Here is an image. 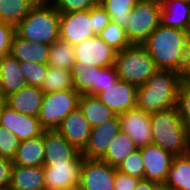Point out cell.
<instances>
[{"label": "cell", "instance_id": "obj_1", "mask_svg": "<svg viewBox=\"0 0 190 190\" xmlns=\"http://www.w3.org/2000/svg\"><path fill=\"white\" fill-rule=\"evenodd\" d=\"M157 69L190 75L189 32L161 23L142 43Z\"/></svg>", "mask_w": 190, "mask_h": 190}, {"label": "cell", "instance_id": "obj_2", "mask_svg": "<svg viewBox=\"0 0 190 190\" xmlns=\"http://www.w3.org/2000/svg\"><path fill=\"white\" fill-rule=\"evenodd\" d=\"M182 78L183 75L176 71L158 69L138 86L136 107L149 114L176 107Z\"/></svg>", "mask_w": 190, "mask_h": 190}, {"label": "cell", "instance_id": "obj_3", "mask_svg": "<svg viewBox=\"0 0 190 190\" xmlns=\"http://www.w3.org/2000/svg\"><path fill=\"white\" fill-rule=\"evenodd\" d=\"M15 34L33 43L51 45L60 39V13L48 0H38L15 26Z\"/></svg>", "mask_w": 190, "mask_h": 190}, {"label": "cell", "instance_id": "obj_4", "mask_svg": "<svg viewBox=\"0 0 190 190\" xmlns=\"http://www.w3.org/2000/svg\"><path fill=\"white\" fill-rule=\"evenodd\" d=\"M152 144L174 156L190 153V133L183 126L176 107L150 114Z\"/></svg>", "mask_w": 190, "mask_h": 190}, {"label": "cell", "instance_id": "obj_5", "mask_svg": "<svg viewBox=\"0 0 190 190\" xmlns=\"http://www.w3.org/2000/svg\"><path fill=\"white\" fill-rule=\"evenodd\" d=\"M114 67L120 80L143 85L158 69L142 44H131L118 51Z\"/></svg>", "mask_w": 190, "mask_h": 190}, {"label": "cell", "instance_id": "obj_6", "mask_svg": "<svg viewBox=\"0 0 190 190\" xmlns=\"http://www.w3.org/2000/svg\"><path fill=\"white\" fill-rule=\"evenodd\" d=\"M162 5L159 0H138L124 28L131 44H142L158 27Z\"/></svg>", "mask_w": 190, "mask_h": 190}, {"label": "cell", "instance_id": "obj_7", "mask_svg": "<svg viewBox=\"0 0 190 190\" xmlns=\"http://www.w3.org/2000/svg\"><path fill=\"white\" fill-rule=\"evenodd\" d=\"M80 93L75 89L44 95L38 119L44 130H56L61 121L78 107Z\"/></svg>", "mask_w": 190, "mask_h": 190}, {"label": "cell", "instance_id": "obj_8", "mask_svg": "<svg viewBox=\"0 0 190 190\" xmlns=\"http://www.w3.org/2000/svg\"><path fill=\"white\" fill-rule=\"evenodd\" d=\"M71 73L74 89L80 94L96 96L120 80L114 66L82 67L75 61Z\"/></svg>", "mask_w": 190, "mask_h": 190}, {"label": "cell", "instance_id": "obj_9", "mask_svg": "<svg viewBox=\"0 0 190 190\" xmlns=\"http://www.w3.org/2000/svg\"><path fill=\"white\" fill-rule=\"evenodd\" d=\"M75 61L82 67L114 66L117 51L107 45L100 37L88 38L74 46Z\"/></svg>", "mask_w": 190, "mask_h": 190}, {"label": "cell", "instance_id": "obj_10", "mask_svg": "<svg viewBox=\"0 0 190 190\" xmlns=\"http://www.w3.org/2000/svg\"><path fill=\"white\" fill-rule=\"evenodd\" d=\"M84 157L80 154L71 163L43 164L45 190H65L80 182Z\"/></svg>", "mask_w": 190, "mask_h": 190}, {"label": "cell", "instance_id": "obj_11", "mask_svg": "<svg viewBox=\"0 0 190 190\" xmlns=\"http://www.w3.org/2000/svg\"><path fill=\"white\" fill-rule=\"evenodd\" d=\"M115 171L101 159L84 158L79 185L83 190H114Z\"/></svg>", "mask_w": 190, "mask_h": 190}, {"label": "cell", "instance_id": "obj_12", "mask_svg": "<svg viewBox=\"0 0 190 190\" xmlns=\"http://www.w3.org/2000/svg\"><path fill=\"white\" fill-rule=\"evenodd\" d=\"M121 131L126 133L138 148L152 144L150 114L137 107L119 115Z\"/></svg>", "mask_w": 190, "mask_h": 190}, {"label": "cell", "instance_id": "obj_13", "mask_svg": "<svg viewBox=\"0 0 190 190\" xmlns=\"http://www.w3.org/2000/svg\"><path fill=\"white\" fill-rule=\"evenodd\" d=\"M89 10L60 13V39L77 45L94 37Z\"/></svg>", "mask_w": 190, "mask_h": 190}, {"label": "cell", "instance_id": "obj_14", "mask_svg": "<svg viewBox=\"0 0 190 190\" xmlns=\"http://www.w3.org/2000/svg\"><path fill=\"white\" fill-rule=\"evenodd\" d=\"M139 149L144 162V179L164 184L175 156L154 144Z\"/></svg>", "mask_w": 190, "mask_h": 190}, {"label": "cell", "instance_id": "obj_15", "mask_svg": "<svg viewBox=\"0 0 190 190\" xmlns=\"http://www.w3.org/2000/svg\"><path fill=\"white\" fill-rule=\"evenodd\" d=\"M0 125L17 136L20 141L41 135L44 131L38 117L19 113L6 104L0 110Z\"/></svg>", "mask_w": 190, "mask_h": 190}, {"label": "cell", "instance_id": "obj_16", "mask_svg": "<svg viewBox=\"0 0 190 190\" xmlns=\"http://www.w3.org/2000/svg\"><path fill=\"white\" fill-rule=\"evenodd\" d=\"M138 86L119 80L98 93L96 97L116 115L133 109L137 105Z\"/></svg>", "mask_w": 190, "mask_h": 190}, {"label": "cell", "instance_id": "obj_17", "mask_svg": "<svg viewBox=\"0 0 190 190\" xmlns=\"http://www.w3.org/2000/svg\"><path fill=\"white\" fill-rule=\"evenodd\" d=\"M120 131L118 115L99 126L93 127L88 142L81 151L82 156L88 159H101L110 142Z\"/></svg>", "mask_w": 190, "mask_h": 190}, {"label": "cell", "instance_id": "obj_18", "mask_svg": "<svg viewBox=\"0 0 190 190\" xmlns=\"http://www.w3.org/2000/svg\"><path fill=\"white\" fill-rule=\"evenodd\" d=\"M56 130L81 152L88 142L92 127L77 107L61 121Z\"/></svg>", "mask_w": 190, "mask_h": 190}, {"label": "cell", "instance_id": "obj_19", "mask_svg": "<svg viewBox=\"0 0 190 190\" xmlns=\"http://www.w3.org/2000/svg\"><path fill=\"white\" fill-rule=\"evenodd\" d=\"M44 148L43 164L71 163L81 154L57 130H44Z\"/></svg>", "mask_w": 190, "mask_h": 190}, {"label": "cell", "instance_id": "obj_20", "mask_svg": "<svg viewBox=\"0 0 190 190\" xmlns=\"http://www.w3.org/2000/svg\"><path fill=\"white\" fill-rule=\"evenodd\" d=\"M44 95L40 87L26 85L7 96L5 104L19 113L38 117Z\"/></svg>", "mask_w": 190, "mask_h": 190}, {"label": "cell", "instance_id": "obj_21", "mask_svg": "<svg viewBox=\"0 0 190 190\" xmlns=\"http://www.w3.org/2000/svg\"><path fill=\"white\" fill-rule=\"evenodd\" d=\"M26 85L20 62L10 54L0 57V95L5 99Z\"/></svg>", "mask_w": 190, "mask_h": 190}, {"label": "cell", "instance_id": "obj_22", "mask_svg": "<svg viewBox=\"0 0 190 190\" xmlns=\"http://www.w3.org/2000/svg\"><path fill=\"white\" fill-rule=\"evenodd\" d=\"M162 5L160 23L163 26L190 30V2L184 0H159Z\"/></svg>", "mask_w": 190, "mask_h": 190}, {"label": "cell", "instance_id": "obj_23", "mask_svg": "<svg viewBox=\"0 0 190 190\" xmlns=\"http://www.w3.org/2000/svg\"><path fill=\"white\" fill-rule=\"evenodd\" d=\"M9 188L12 190H45L43 166L13 165Z\"/></svg>", "mask_w": 190, "mask_h": 190}, {"label": "cell", "instance_id": "obj_24", "mask_svg": "<svg viewBox=\"0 0 190 190\" xmlns=\"http://www.w3.org/2000/svg\"><path fill=\"white\" fill-rule=\"evenodd\" d=\"M50 45L43 43H33L22 39L16 34L11 43L10 55L19 62H34L47 64Z\"/></svg>", "mask_w": 190, "mask_h": 190}, {"label": "cell", "instance_id": "obj_25", "mask_svg": "<svg viewBox=\"0 0 190 190\" xmlns=\"http://www.w3.org/2000/svg\"><path fill=\"white\" fill-rule=\"evenodd\" d=\"M45 156L44 131L41 135L22 140L17 149L13 165L26 167L43 166Z\"/></svg>", "mask_w": 190, "mask_h": 190}, {"label": "cell", "instance_id": "obj_26", "mask_svg": "<svg viewBox=\"0 0 190 190\" xmlns=\"http://www.w3.org/2000/svg\"><path fill=\"white\" fill-rule=\"evenodd\" d=\"M78 108L83 112V115L92 128L116 116V114L104 105L95 95L80 94Z\"/></svg>", "mask_w": 190, "mask_h": 190}, {"label": "cell", "instance_id": "obj_27", "mask_svg": "<svg viewBox=\"0 0 190 190\" xmlns=\"http://www.w3.org/2000/svg\"><path fill=\"white\" fill-rule=\"evenodd\" d=\"M137 149L139 148L132 139L126 133L120 131L108 145L101 160L117 169L123 160Z\"/></svg>", "mask_w": 190, "mask_h": 190}, {"label": "cell", "instance_id": "obj_28", "mask_svg": "<svg viewBox=\"0 0 190 190\" xmlns=\"http://www.w3.org/2000/svg\"><path fill=\"white\" fill-rule=\"evenodd\" d=\"M164 185L170 190H190V153L174 157Z\"/></svg>", "mask_w": 190, "mask_h": 190}, {"label": "cell", "instance_id": "obj_29", "mask_svg": "<svg viewBox=\"0 0 190 190\" xmlns=\"http://www.w3.org/2000/svg\"><path fill=\"white\" fill-rule=\"evenodd\" d=\"M38 0H0V22L16 26Z\"/></svg>", "mask_w": 190, "mask_h": 190}, {"label": "cell", "instance_id": "obj_30", "mask_svg": "<svg viewBox=\"0 0 190 190\" xmlns=\"http://www.w3.org/2000/svg\"><path fill=\"white\" fill-rule=\"evenodd\" d=\"M75 54L74 45L58 39L50 45L47 65L71 71L75 63Z\"/></svg>", "mask_w": 190, "mask_h": 190}, {"label": "cell", "instance_id": "obj_31", "mask_svg": "<svg viewBox=\"0 0 190 190\" xmlns=\"http://www.w3.org/2000/svg\"><path fill=\"white\" fill-rule=\"evenodd\" d=\"M74 89L70 70L48 66L41 90L46 93Z\"/></svg>", "mask_w": 190, "mask_h": 190}, {"label": "cell", "instance_id": "obj_32", "mask_svg": "<svg viewBox=\"0 0 190 190\" xmlns=\"http://www.w3.org/2000/svg\"><path fill=\"white\" fill-rule=\"evenodd\" d=\"M137 2L138 0H100V5L110 15L111 21L125 28Z\"/></svg>", "mask_w": 190, "mask_h": 190}, {"label": "cell", "instance_id": "obj_33", "mask_svg": "<svg viewBox=\"0 0 190 190\" xmlns=\"http://www.w3.org/2000/svg\"><path fill=\"white\" fill-rule=\"evenodd\" d=\"M98 37L117 52L131 45L124 27L117 25L113 21L109 22L98 34Z\"/></svg>", "mask_w": 190, "mask_h": 190}, {"label": "cell", "instance_id": "obj_34", "mask_svg": "<svg viewBox=\"0 0 190 190\" xmlns=\"http://www.w3.org/2000/svg\"><path fill=\"white\" fill-rule=\"evenodd\" d=\"M176 109L182 120L183 126L190 133V75L183 76L180 82Z\"/></svg>", "mask_w": 190, "mask_h": 190}, {"label": "cell", "instance_id": "obj_35", "mask_svg": "<svg viewBox=\"0 0 190 190\" xmlns=\"http://www.w3.org/2000/svg\"><path fill=\"white\" fill-rule=\"evenodd\" d=\"M20 69L27 85L41 88L48 71L47 64L25 61L20 62Z\"/></svg>", "mask_w": 190, "mask_h": 190}, {"label": "cell", "instance_id": "obj_36", "mask_svg": "<svg viewBox=\"0 0 190 190\" xmlns=\"http://www.w3.org/2000/svg\"><path fill=\"white\" fill-rule=\"evenodd\" d=\"M117 171L130 175L133 178L143 180L144 179V162L141 155V150L137 149L131 153L126 159L123 160L121 165L117 168Z\"/></svg>", "mask_w": 190, "mask_h": 190}, {"label": "cell", "instance_id": "obj_37", "mask_svg": "<svg viewBox=\"0 0 190 190\" xmlns=\"http://www.w3.org/2000/svg\"><path fill=\"white\" fill-rule=\"evenodd\" d=\"M20 142L17 136L0 125V157L13 161Z\"/></svg>", "mask_w": 190, "mask_h": 190}, {"label": "cell", "instance_id": "obj_38", "mask_svg": "<svg viewBox=\"0 0 190 190\" xmlns=\"http://www.w3.org/2000/svg\"><path fill=\"white\" fill-rule=\"evenodd\" d=\"M59 13L89 10L100 4V0H48Z\"/></svg>", "mask_w": 190, "mask_h": 190}, {"label": "cell", "instance_id": "obj_39", "mask_svg": "<svg viewBox=\"0 0 190 190\" xmlns=\"http://www.w3.org/2000/svg\"><path fill=\"white\" fill-rule=\"evenodd\" d=\"M89 14L93 23V33L98 36L111 21L110 15L100 4L89 9Z\"/></svg>", "mask_w": 190, "mask_h": 190}, {"label": "cell", "instance_id": "obj_40", "mask_svg": "<svg viewBox=\"0 0 190 190\" xmlns=\"http://www.w3.org/2000/svg\"><path fill=\"white\" fill-rule=\"evenodd\" d=\"M14 35V25L0 22V57L10 53L11 43Z\"/></svg>", "mask_w": 190, "mask_h": 190}, {"label": "cell", "instance_id": "obj_41", "mask_svg": "<svg viewBox=\"0 0 190 190\" xmlns=\"http://www.w3.org/2000/svg\"><path fill=\"white\" fill-rule=\"evenodd\" d=\"M139 179L133 178L130 175L115 171L114 190H134Z\"/></svg>", "mask_w": 190, "mask_h": 190}, {"label": "cell", "instance_id": "obj_42", "mask_svg": "<svg viewBox=\"0 0 190 190\" xmlns=\"http://www.w3.org/2000/svg\"><path fill=\"white\" fill-rule=\"evenodd\" d=\"M13 161L0 157V189L9 188Z\"/></svg>", "mask_w": 190, "mask_h": 190}, {"label": "cell", "instance_id": "obj_43", "mask_svg": "<svg viewBox=\"0 0 190 190\" xmlns=\"http://www.w3.org/2000/svg\"><path fill=\"white\" fill-rule=\"evenodd\" d=\"M160 184L149 181V180H139L134 190H155Z\"/></svg>", "mask_w": 190, "mask_h": 190}, {"label": "cell", "instance_id": "obj_44", "mask_svg": "<svg viewBox=\"0 0 190 190\" xmlns=\"http://www.w3.org/2000/svg\"><path fill=\"white\" fill-rule=\"evenodd\" d=\"M65 190H83V189H82L81 186L78 184L77 186H72V187H69V188H67V189H65Z\"/></svg>", "mask_w": 190, "mask_h": 190}, {"label": "cell", "instance_id": "obj_45", "mask_svg": "<svg viewBox=\"0 0 190 190\" xmlns=\"http://www.w3.org/2000/svg\"><path fill=\"white\" fill-rule=\"evenodd\" d=\"M155 190H170V189L164 184H160Z\"/></svg>", "mask_w": 190, "mask_h": 190}, {"label": "cell", "instance_id": "obj_46", "mask_svg": "<svg viewBox=\"0 0 190 190\" xmlns=\"http://www.w3.org/2000/svg\"><path fill=\"white\" fill-rule=\"evenodd\" d=\"M5 104V99L0 95V110L1 107Z\"/></svg>", "mask_w": 190, "mask_h": 190}, {"label": "cell", "instance_id": "obj_47", "mask_svg": "<svg viewBox=\"0 0 190 190\" xmlns=\"http://www.w3.org/2000/svg\"><path fill=\"white\" fill-rule=\"evenodd\" d=\"M189 59H190V30H189Z\"/></svg>", "mask_w": 190, "mask_h": 190}]
</instances>
